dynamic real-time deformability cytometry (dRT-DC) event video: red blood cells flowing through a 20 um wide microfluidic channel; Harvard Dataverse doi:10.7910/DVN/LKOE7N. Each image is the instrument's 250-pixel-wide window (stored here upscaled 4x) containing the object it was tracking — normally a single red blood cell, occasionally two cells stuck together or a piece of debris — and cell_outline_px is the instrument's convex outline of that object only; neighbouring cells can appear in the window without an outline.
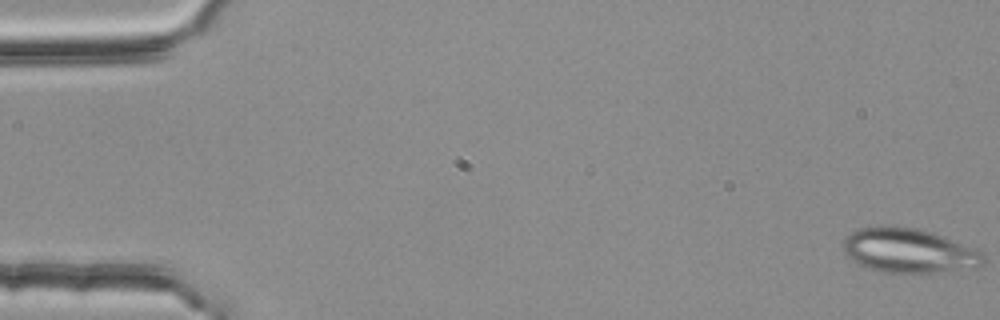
{"species": "common noctule bat (a hibernating species)", "species_latin": "Nyctalus noctula", "temperature_condition": "room temperature", "stored_images_in_passage": 53, "segment_of_instrument_passage": [1, 2], "camera_frame_rate_fps": 3000, "um_per_image_px": 0.085, "animal": {"sex": "female", "body_mass_g": 25.1}, "frame": {"image": 1, "passage_image": 1, "time_ms": 0.0, "image_size_px": [1000, 320], "cell_outline_px": [[984, 264], [976, 268], [932, 272], [880, 272], [868, 268], [852, 260], [844, 252], [844, 240], [852, 232], [860, 228], [884, 224], [892, 224], [916, 228], [940, 236], [984, 252]], "centroid_in_image_um": [77.23, 21.29], "position_along_channel_um": 7.8, "area_um2": 36.07}}